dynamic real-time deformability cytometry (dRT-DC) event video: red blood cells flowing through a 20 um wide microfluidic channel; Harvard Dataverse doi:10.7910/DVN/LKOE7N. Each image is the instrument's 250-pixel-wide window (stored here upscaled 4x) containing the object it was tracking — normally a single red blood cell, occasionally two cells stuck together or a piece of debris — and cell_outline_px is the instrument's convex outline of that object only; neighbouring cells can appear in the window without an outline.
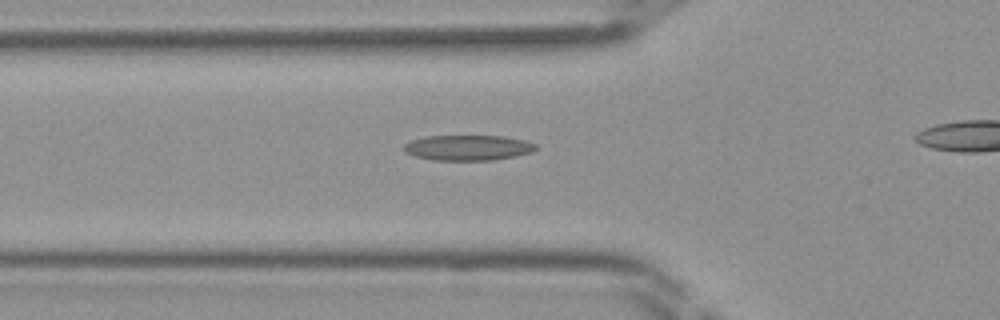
{"species": "Egyptian fruit bat (a non-hibernating species)", "species_latin": "Rousettus aegyptiacus", "temperature_condition": "room temperature", "stored_images_in_passage": 29, "camera_frame_rate_fps": 3000, "um_per_image_px": 0.085, "frame": {"image": 1, "passage_image": 8, "time_ms": 2.333, "image_size_px": [1000, 320], "cell_outline_px": [[536, 148], [532, 152], [516, 156], [492, 160], [432, 160], [416, 156], [404, 152], [400, 148], [404, 144], [412, 140], [428, 136], [504, 136], [524, 140], [536, 144]], "centroid_in_image_um": [39.75, 12.56], "position_along_channel_um": 86.1, "area_um2": 19.54}}
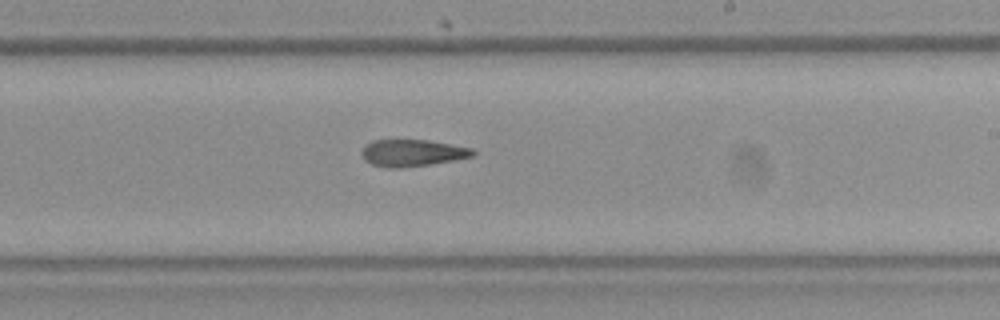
{"frame": {"image": 2, "passage_image": 19, "time_ms": 6.0, "image_size_px": [1000, 320], "cell_outline_px": [[476, 156], [404, 168], [384, 168], [372, 164], [364, 160], [360, 152], [364, 144], [372, 140], [428, 140], [472, 148], [476, 152]], "centroid_in_image_um": [35.0, 13.0], "position_along_channel_um": 254.0, "area_um2": 17.57}}
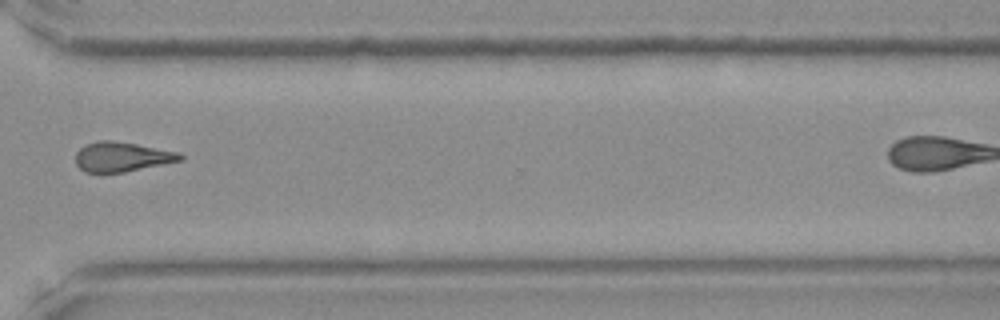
{"frame": {"image": 3, "passage_image": 26, "time_ms": 8.333, "image_size_px": [1000, 320], "cell_outline_px": [[184, 160], [124, 172], [84, 172], [76, 164], [76, 152], [80, 148], [96, 140], [112, 140], [136, 144], [180, 152], [184, 156]], "centroid_in_image_um": [10.38, 13.32], "position_along_channel_um": 360.2, "area_um2": 18.09}}